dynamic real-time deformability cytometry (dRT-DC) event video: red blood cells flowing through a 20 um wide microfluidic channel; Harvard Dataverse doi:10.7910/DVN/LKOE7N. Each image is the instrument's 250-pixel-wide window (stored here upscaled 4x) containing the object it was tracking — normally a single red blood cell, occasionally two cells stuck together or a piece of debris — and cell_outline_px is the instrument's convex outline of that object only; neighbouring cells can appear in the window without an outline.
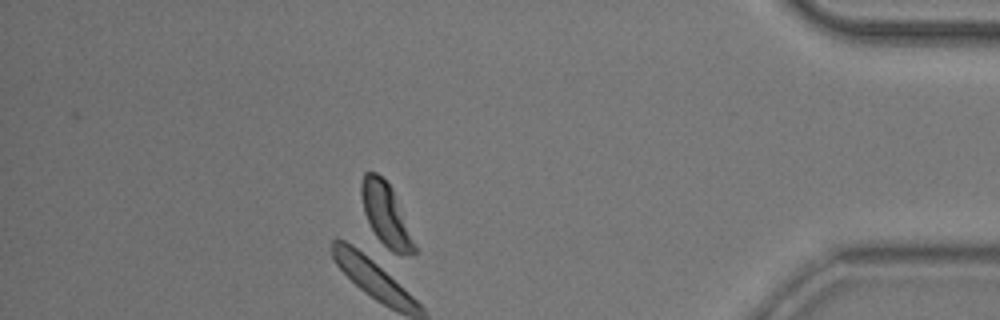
{"species": "common noctule bat (a hibernating species)", "species_latin": "Nyctalus noctula", "temperature_condition": "room temperature", "stored_images_in_passage": 33, "camera_frame_rate_fps": 3000, "um_per_image_px": 0.085, "animal": {"sex": "male", "body_mass_g": 20.5, "forearm_length_mm": 52.5}, "frame": {"image": 1, "passage_image": 32, "time_ms": 10.333, "image_size_px": [1000, 320], "cell_outline_px": [[416, 252], [392, 252], [376, 236], [364, 212], [360, 192], [360, 184], [364, 172], [376, 172], [392, 188], [416, 244]], "centroid_in_image_um": [32.77, 18.19], "position_along_channel_um": 402.4, "area_um2": 18.84}}